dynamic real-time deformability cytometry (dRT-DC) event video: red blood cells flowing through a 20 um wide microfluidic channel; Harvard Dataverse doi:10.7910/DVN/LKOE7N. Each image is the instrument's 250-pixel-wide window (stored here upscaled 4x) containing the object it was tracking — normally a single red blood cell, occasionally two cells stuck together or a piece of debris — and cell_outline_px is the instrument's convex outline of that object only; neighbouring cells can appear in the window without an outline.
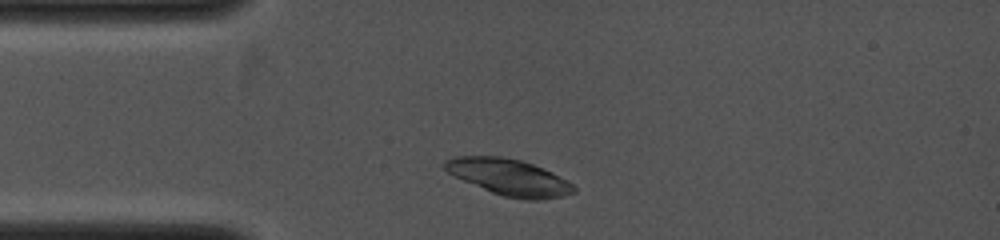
{"species": "common noctule bat (a hibernating species)", "species_latin": "Nyctalus noctula", "temperature_condition": "cold", "stored_images_in_passage": 7, "camera_frame_rate_fps": 4000, "um_per_image_px": 0.085, "animal": {"sex": "female", "body_mass_g": 19.0, "forearm_length_mm": 53.3}, "frame": {"image": 1, "passage_image": 2, "time_ms": 0.75, "image_size_px": [1000, 240], "cell_outline_px": [[576, 192], [564, 196], [540, 200], [524, 200], [504, 196], [492, 192], [464, 180], [448, 172], [444, 168], [444, 160], [456, 156], [500, 156], [520, 160], [532, 164], [552, 172], [568, 180], [576, 188]], "centroid_in_image_um": [43.31, 15.07], "position_along_channel_um": 41.7, "area_um2": 27.17}}
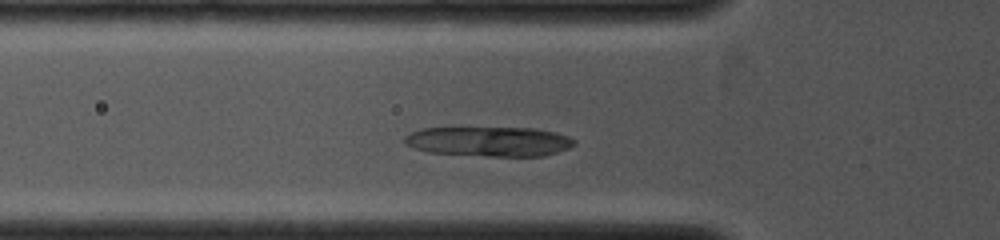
{"frame": {"image": 2, "passage_image": 4, "time_ms": 2.0, "image_size_px": [1000, 240], "cell_outline_px": [[576, 144], [568, 148], [544, 156], [488, 156], [428, 152], [404, 144], [404, 136], [420, 128], [452, 124], [536, 128], [556, 132], [568, 136], [576, 140]], "centroid_in_image_um": [41.5, 11.95], "position_along_channel_um": 84.3, "area_um2": 31.1}}
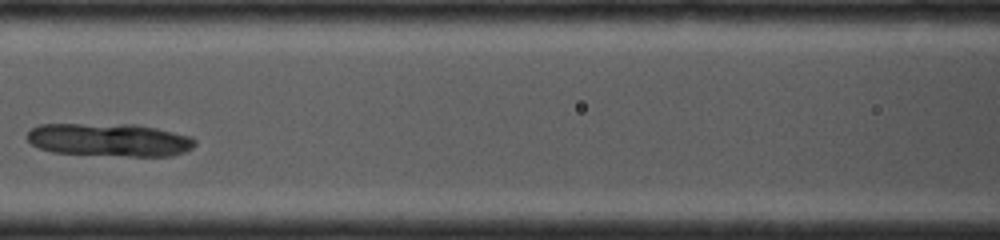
{"frame": {"image": 3, "passage_image": 6, "time_ms": 3.5, "image_size_px": [1000, 240], "cell_outline_px": [[196, 144], [192, 148], [184, 152], [172, 156], [128, 156], [52, 152], [40, 148], [32, 144], [24, 136], [32, 128], [40, 124], [136, 124], [156, 128], [192, 136], [196, 140]], "centroid_in_image_um": [9.32, 11.88], "position_along_channel_um": 157.3, "area_um2": 32.48}}